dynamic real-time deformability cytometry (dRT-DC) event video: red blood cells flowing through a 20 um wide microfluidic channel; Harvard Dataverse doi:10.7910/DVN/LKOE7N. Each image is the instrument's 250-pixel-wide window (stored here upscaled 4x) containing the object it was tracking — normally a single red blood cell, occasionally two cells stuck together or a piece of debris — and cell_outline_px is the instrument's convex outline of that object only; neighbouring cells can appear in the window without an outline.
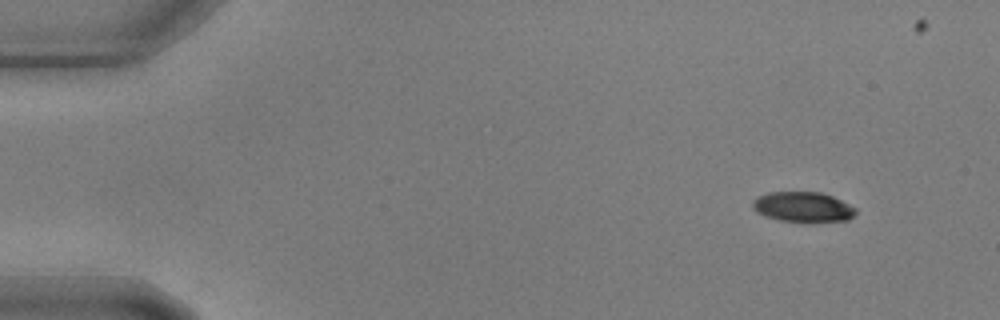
{"species": "common noctule bat (a hibernating species)", "species_latin": "Nyctalus noctula", "temperature_condition": "warm", "stored_images_in_passage": 13, "camera_frame_rate_fps": 3000, "um_per_image_px": 0.085, "animal": {"sex": "male", "body_mass_g": 17.9, "forearm_length_mm": 54.2}, "frame": {"image": 1, "passage_image": 1, "time_ms": 0.0, "image_size_px": [1000, 320], "cell_outline_px": [[856, 212], [848, 220], [780, 220], [764, 216], [756, 212], [752, 208], [752, 200], [756, 196], [768, 192], [820, 192], [832, 196], [856, 208]], "centroid_in_image_um": [68.17, 17.55], "position_along_channel_um": 16.8, "area_um2": 17.69}}